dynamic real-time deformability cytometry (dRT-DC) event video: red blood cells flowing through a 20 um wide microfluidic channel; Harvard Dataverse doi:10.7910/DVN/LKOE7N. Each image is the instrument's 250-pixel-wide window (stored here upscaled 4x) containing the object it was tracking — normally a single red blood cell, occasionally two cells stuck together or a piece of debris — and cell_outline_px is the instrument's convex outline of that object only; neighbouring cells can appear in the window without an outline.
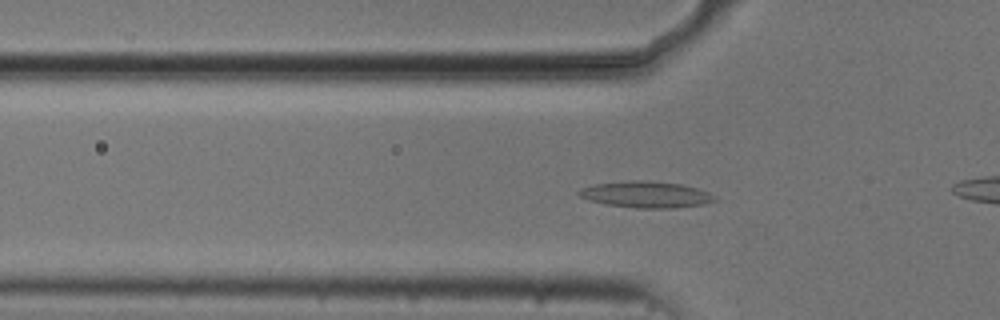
{"species": "common noctule bat (a hibernating species)", "species_latin": "Nyctalus noctula", "temperature_condition": "cold", "stored_images_in_passage": 43, "camera_frame_rate_fps": 3000, "um_per_image_px": 0.085, "animal": {"sex": "male", "body_mass_g": 20.5, "forearm_length_mm": 52.5}, "frame": {"image": 1, "passage_image": 18, "time_ms": 5.667, "image_size_px": [1000, 320], "cell_outline_px": [[716, 200], [700, 204], [672, 208], [636, 208], [604, 204], [588, 200], [580, 196], [576, 192], [592, 184], [632, 180], [644, 180], [680, 184], [696, 188], [708, 192], [716, 196]], "centroid_in_image_um": [54.87, 16.53], "position_along_channel_um": 70.9, "area_um2": 20.69}}
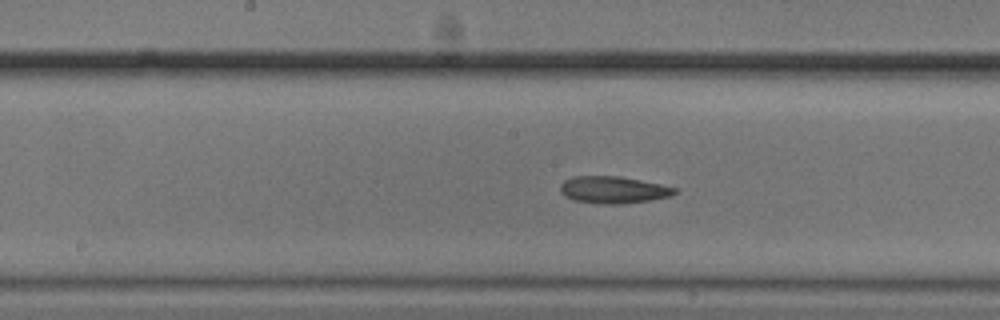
{"frame": {"image": 2, "passage_image": 28, "time_ms": 9.0, "image_size_px": [1000, 320], "cell_outline_px": [[680, 188], [672, 196], [648, 200], [620, 204], [604, 204], [572, 200], [564, 196], [560, 192], [560, 184], [564, 180], [572, 176], [620, 176]], "centroid_in_image_um": [52.11, 16.13], "position_along_channel_um": 196.1, "area_um2": 18.15}}
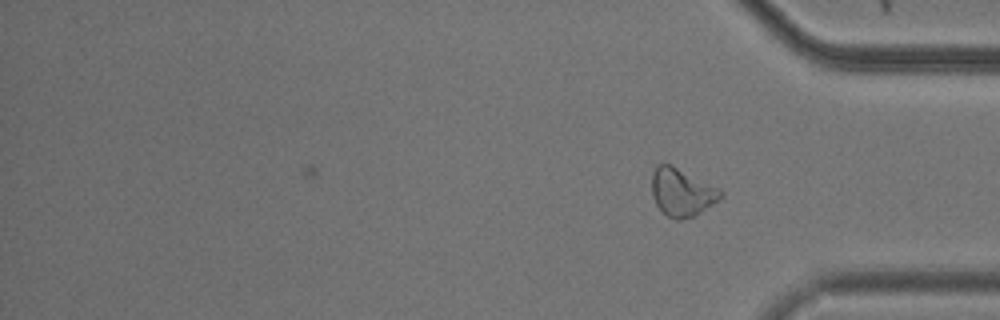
{"frame": {"image": 3, "passage_image": 43, "time_ms": 14.0, "image_size_px": [1000, 320], "cell_outline_px": [[724, 196], [700, 212], [692, 216], [680, 220], [676, 220], [668, 216], [656, 204], [652, 196], [652, 172], [656, 164], [672, 164], [720, 188], [724, 192]], "centroid_in_image_um": [57.96, 16.31], "position_along_channel_um": 377.2, "area_um2": 19.25}, "authors_computed_cell_mechanics": {"area_um2": 18.6116, "velocity_mm_per_s": 3.7269, "shape_relaxation_time_tau1_ms": null, "shape_relaxation_time_tau2_ms": 6.5464, "deformation_change_tau1": null, "deformation_change_tau2": 0.163}}